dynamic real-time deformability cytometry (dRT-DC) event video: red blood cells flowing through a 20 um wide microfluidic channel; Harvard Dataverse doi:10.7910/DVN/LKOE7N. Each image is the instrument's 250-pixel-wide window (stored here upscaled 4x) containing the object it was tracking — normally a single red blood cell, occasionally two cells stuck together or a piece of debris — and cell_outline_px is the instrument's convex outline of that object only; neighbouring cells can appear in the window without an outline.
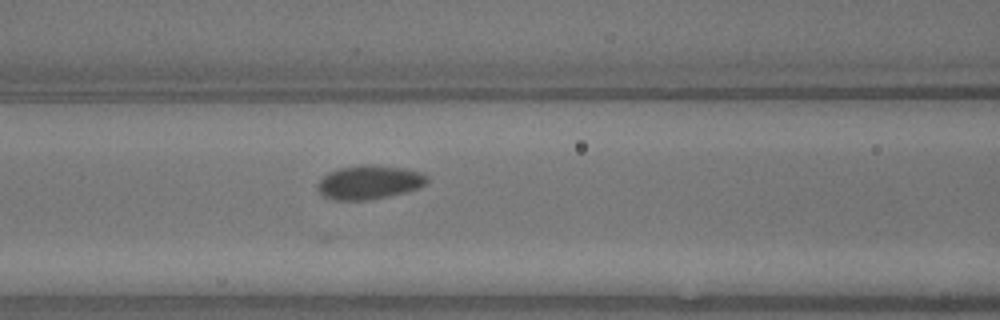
{"species": "common noctule bat (a hibernating species)", "species_latin": "Nyctalus noctula", "temperature_condition": "warm", "stored_images_in_passage": 7, "segment_of_instrument_passage": [1, 2], "camera_frame_rate_fps": 3000, "um_per_image_px": 0.085, "animal": {"sex": "male", "body_mass_g": 13.3}, "frame": {"image": 1, "passage_image": 6, "time_ms": 1.667, "image_size_px": [1000, 320], "cell_outline_px": [[428, 184], [420, 188], [388, 196], [368, 200], [332, 200], [324, 196], [316, 188], [316, 184], [328, 172], [340, 168], [364, 164], [368, 164], [404, 168], [424, 172], [428, 176]], "centroid_in_image_um": [31.41, 15.49], "position_along_channel_um": 135.2, "area_um2": 21.85}}